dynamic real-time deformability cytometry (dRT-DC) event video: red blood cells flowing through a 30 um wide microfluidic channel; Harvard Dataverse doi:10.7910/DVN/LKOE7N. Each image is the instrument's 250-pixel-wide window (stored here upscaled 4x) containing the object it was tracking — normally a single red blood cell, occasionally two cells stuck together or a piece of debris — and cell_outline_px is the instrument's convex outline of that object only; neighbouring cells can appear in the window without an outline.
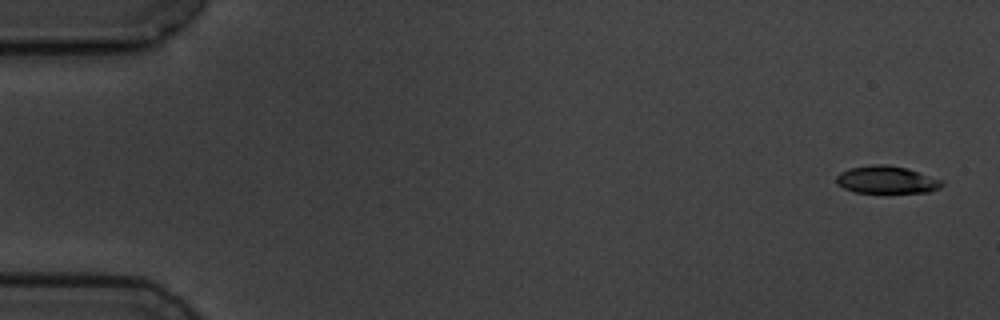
{"species": "common noctule bat (a hibernating species)", "species_latin": "Nyctalus noctula", "temperature_condition": "cold", "stored_images_in_passage": 11, "camera_frame_rate_fps": 3000, "um_per_image_px": 0.085, "animal": {"sex": "male", "body_mass_g": 19.5, "forearm_length_mm": 54.6}, "frame": {"image": 1, "passage_image": 1, "time_ms": 0.0, "image_size_px": [1000, 320], "cell_outline_px": [[944, 184], [940, 188], [928, 192], [856, 192], [844, 188], [836, 184], [836, 176], [840, 172], [848, 168], [872, 164], [884, 164], [908, 168], [944, 180]], "centroid_in_image_um": [75.37, 15.26], "position_along_channel_um": 9.6, "area_um2": 17.05}}
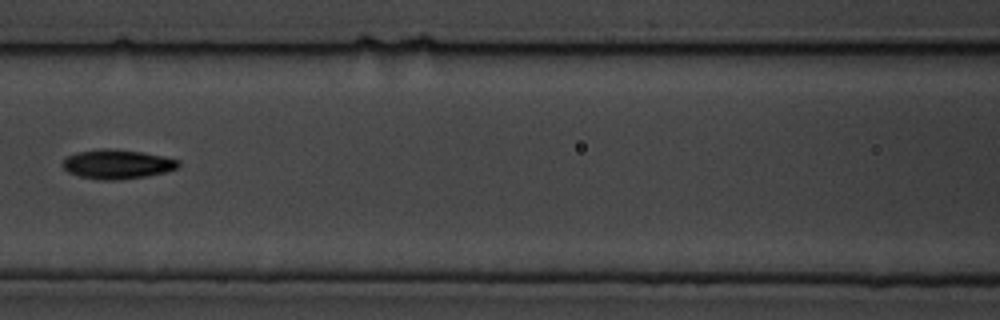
{"frame": {"image": 2, "passage_image": 7, "time_ms": 8.0, "image_size_px": [1000, 320], "cell_outline_px": [[180, 164], [176, 168], [164, 172], [148, 176], [120, 180], [100, 180], [80, 176], [68, 172], [60, 164], [68, 156], [76, 152], [100, 148], [108, 148], [140, 152], [164, 156], [180, 160]], "centroid_in_image_um": [9.95, 13.95], "position_along_channel_um": 156.7, "area_um2": 19.83}}
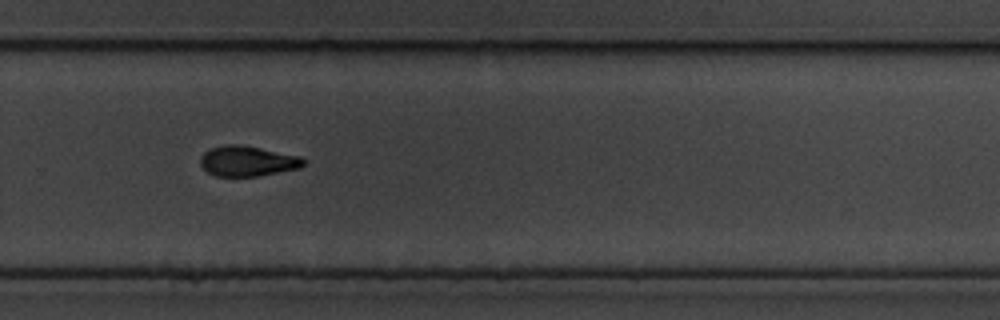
{"frame": {"image": 3, "passage_image": 11, "time_ms": 12.333, "image_size_px": [1000, 320], "cell_outline_px": [[304, 164], [300, 168], [260, 176], [216, 176], [208, 172], [200, 164], [200, 156], [204, 152], [212, 148], [224, 144], [240, 144], [300, 156], [304, 160]], "centroid_in_image_um": [21.03, 13.69], "position_along_channel_um": 308.8, "area_um2": 18.21}}